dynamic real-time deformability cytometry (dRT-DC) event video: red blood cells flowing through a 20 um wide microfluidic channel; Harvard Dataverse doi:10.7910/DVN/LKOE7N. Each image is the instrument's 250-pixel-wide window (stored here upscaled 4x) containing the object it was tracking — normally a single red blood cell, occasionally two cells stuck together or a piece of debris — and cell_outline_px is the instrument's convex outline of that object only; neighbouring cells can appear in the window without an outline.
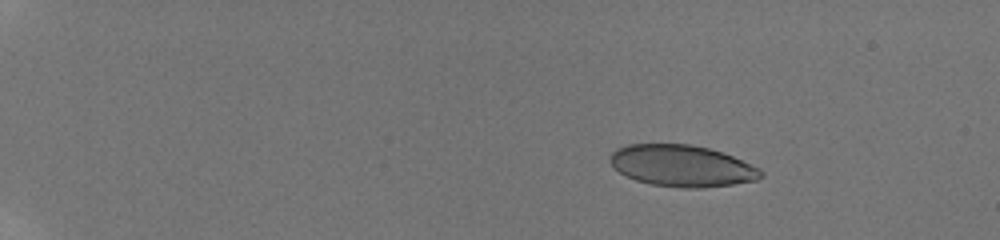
{"species": "human", "species_latin": "Homo sapiens", "temperature_condition": "room temperature", "stored_images_in_passage": 38, "camera_frame_rate_fps": 3000, "um_per_image_px": 0.085, "donor": {"sex": "male"}, "frame": {"image": 1, "passage_image": 11, "time_ms": 3.0, "image_size_px": [1000, 240], "cell_outline_px": [[764, 176], [756, 180], [732, 184], [704, 188], [680, 188], [652, 184], [636, 180], [620, 172], [608, 160], [612, 152], [616, 148], [628, 144], [692, 144], [708, 148], [732, 156], [760, 168], [764, 172]], "centroid_in_image_um": [57.97, 14.09], "position_along_channel_um": 27.0, "area_um2": 36.47}}
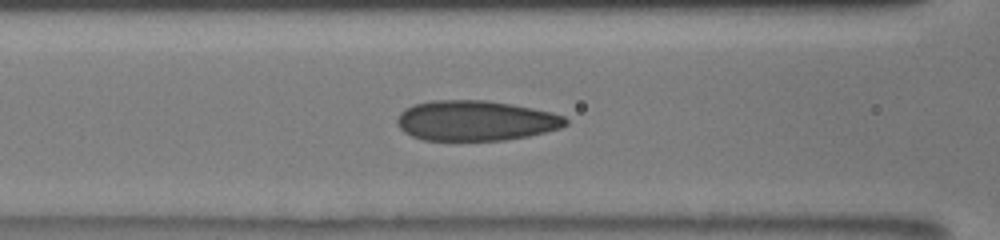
{"frame": {"image": 2, "passage_image": 28, "time_ms": 9.0, "image_size_px": [1000, 240], "cell_outline_px": [[568, 124], [560, 128], [528, 136], [504, 140], [424, 140], [412, 136], [404, 132], [396, 124], [396, 120], [400, 112], [404, 108], [412, 104], [432, 100], [484, 100], [512, 104], [552, 112], [564, 116], [568, 120]], "centroid_in_image_um": [40.4, 10.25], "position_along_channel_um": 126.2, "area_um2": 39.65}}
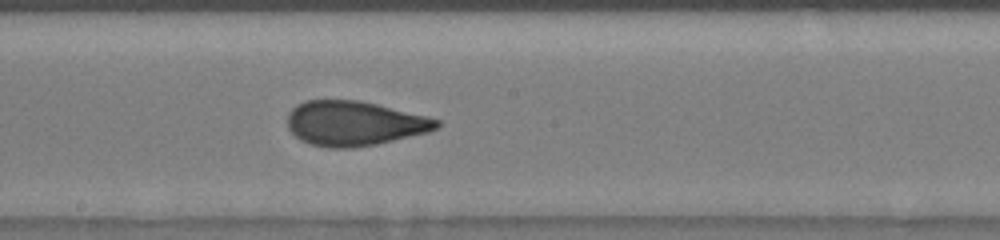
{"frame": {"image": 3, "passage_image": 36, "time_ms": 11.333, "image_size_px": [1000, 240], "cell_outline_px": [[440, 128], [428, 132], [376, 144], [352, 148], [328, 148], [312, 144], [300, 140], [288, 128], [288, 112], [296, 104], [304, 100], [360, 100], [428, 116], [440, 120]], "centroid_in_image_um": [30.12, 10.48], "position_along_channel_um": 218.1, "area_um2": 39.02}}